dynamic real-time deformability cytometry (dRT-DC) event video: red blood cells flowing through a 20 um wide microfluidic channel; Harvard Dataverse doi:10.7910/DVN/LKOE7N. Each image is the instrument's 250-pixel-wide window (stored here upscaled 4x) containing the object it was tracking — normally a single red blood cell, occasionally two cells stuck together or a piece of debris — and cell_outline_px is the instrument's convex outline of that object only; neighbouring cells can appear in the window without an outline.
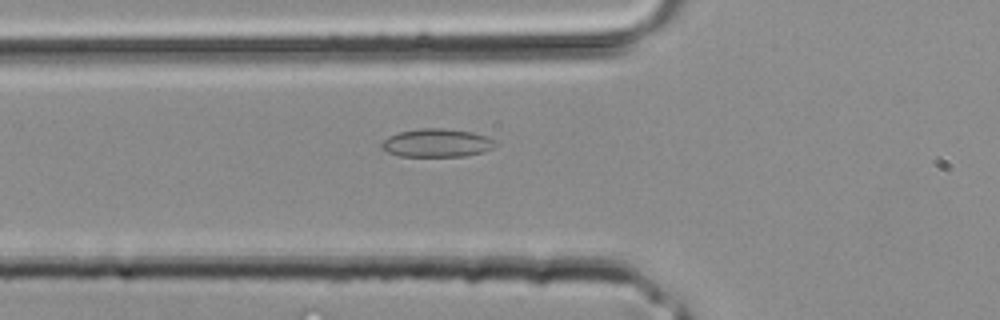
{"species": "common noctule bat (a hibernating species)", "species_latin": "Nyctalus noctula", "temperature_condition": "room temperature", "stored_images_in_passage": 4, "camera_frame_rate_fps": 3000, "um_per_image_px": 0.085, "animal": {"sex": "male", "body_mass_g": 20.4}, "frame": {"image": 1, "passage_image": 4, "time_ms": 1.0, "image_size_px": [1000, 320], "cell_outline_px": [[500, 144], [484, 152], [464, 156], [400, 156], [388, 152], [380, 148], [380, 144], [388, 136], [400, 132], [420, 128], [444, 128], [472, 132], [488, 136], [500, 140]], "centroid_in_image_um": [37.2, 12.14], "position_along_channel_um": 88.6, "area_um2": 19.07}}